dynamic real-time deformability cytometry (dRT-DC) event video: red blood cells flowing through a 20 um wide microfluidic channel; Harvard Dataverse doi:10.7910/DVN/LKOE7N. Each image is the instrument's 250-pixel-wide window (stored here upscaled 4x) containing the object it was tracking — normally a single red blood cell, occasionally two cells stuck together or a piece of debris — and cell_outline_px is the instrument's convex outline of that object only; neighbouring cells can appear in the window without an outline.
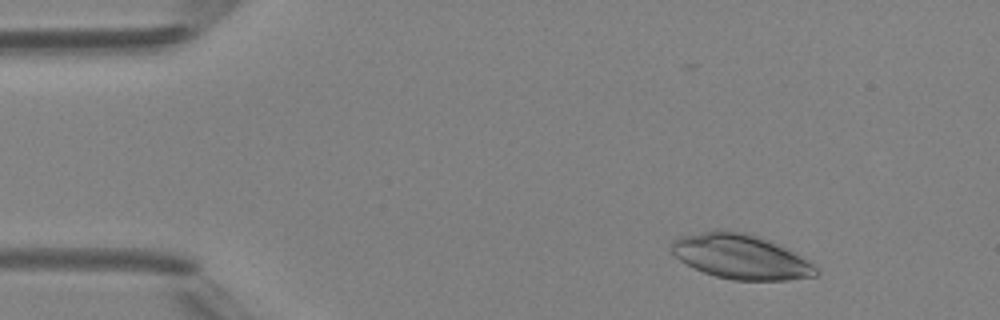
{"species": "Egyptian fruit bat (a non-hibernating species)", "species_latin": "Rousettus aegyptiacus", "temperature_condition": "room temperature", "stored_images_in_passage": 4, "camera_frame_rate_fps": 3000, "um_per_image_px": 0.085, "animal": {"sex": "female"}, "frame": {"image": 1, "passage_image": 1, "time_ms": 0.0, "image_size_px": [1000, 320], "cell_outline_px": [[820, 272], [816, 276], [788, 280], [732, 280], [716, 276], [704, 272], [680, 260], [668, 248], [672, 240], [680, 236], [716, 228], [724, 228], [744, 232], [780, 244], [796, 252], [812, 264]], "centroid_in_image_um": [62.95, 21.78], "position_along_channel_um": 22.1, "area_um2": 38.03}}